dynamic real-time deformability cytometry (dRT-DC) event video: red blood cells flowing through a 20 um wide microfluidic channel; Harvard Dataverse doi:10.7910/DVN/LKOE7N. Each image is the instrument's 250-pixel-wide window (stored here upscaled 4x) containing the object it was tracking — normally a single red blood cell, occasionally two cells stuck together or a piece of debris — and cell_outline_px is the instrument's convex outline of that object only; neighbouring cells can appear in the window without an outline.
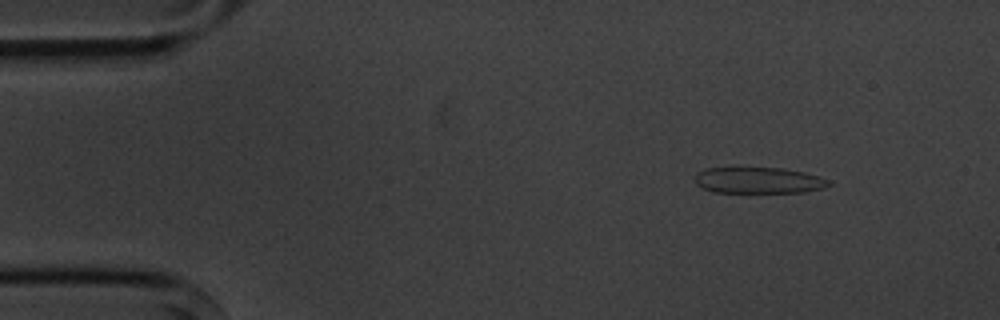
{"species": "common noctule bat (a hibernating species)", "species_latin": "Nyctalus noctula", "temperature_condition": "cold", "stored_images_in_passage": 5, "camera_frame_rate_fps": 3000, "um_per_image_px": 0.085, "animal": {"sex": "male", "body_mass_g": 20.1, "forearm_length_mm": 53.5}, "frame": {"image": 1, "passage_image": 1, "time_ms": 0.0, "image_size_px": [1000, 320], "cell_outline_px": [[832, 184], [824, 188], [804, 192], [712, 192], [696, 184], [696, 172], [704, 168], [736, 164], [740, 164], [784, 168], [804, 172], [820, 176], [832, 180]], "centroid_in_image_um": [64.45, 15.26], "position_along_channel_um": 20.6, "area_um2": 21.73}}
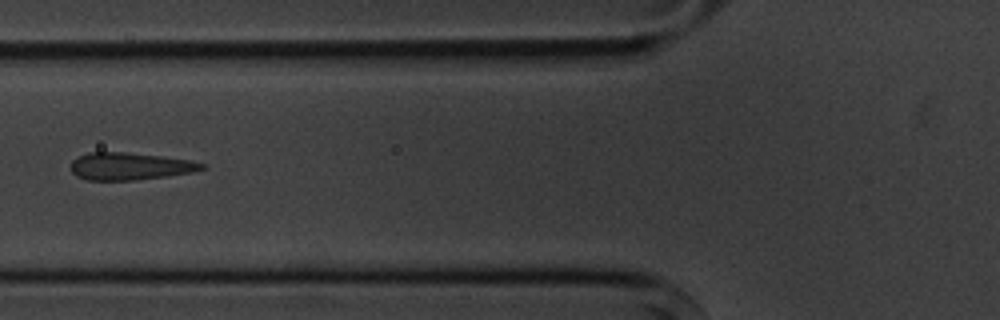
{"frame": {"image": 2, "passage_image": 5, "time_ms": 4.667, "image_size_px": [1000, 320], "cell_outline_px": [[204, 168], [192, 172], [136, 180], [88, 180], [76, 176], [72, 172], [72, 160], [88, 152], [128, 152], [164, 156], [192, 160], [204, 164]], "centroid_in_image_um": [11.03, 14.12], "position_along_channel_um": 114.8, "area_um2": 20.81}}